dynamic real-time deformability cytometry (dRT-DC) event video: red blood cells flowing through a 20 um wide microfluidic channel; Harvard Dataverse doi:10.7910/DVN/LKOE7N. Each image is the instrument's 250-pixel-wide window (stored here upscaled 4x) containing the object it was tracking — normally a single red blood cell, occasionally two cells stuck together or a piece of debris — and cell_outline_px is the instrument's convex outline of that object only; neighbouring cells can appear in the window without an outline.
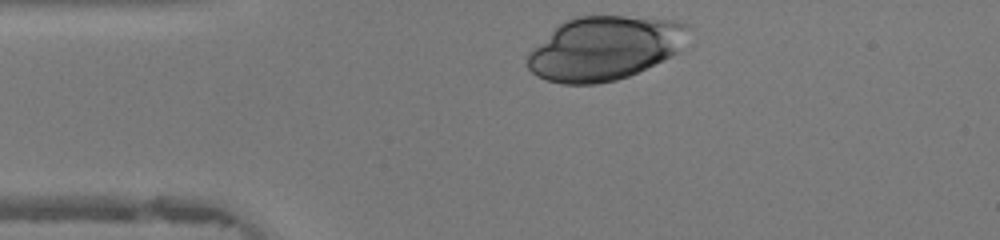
{"species": "human", "species_latin": "Homo sapiens", "temperature_condition": "warm", "stored_images_in_passage": 29, "camera_frame_rate_fps": 3000, "um_per_image_px": 0.085, "donor": {"sex": "female"}, "frame": {"image": 1, "passage_image": 1, "time_ms": 0.0, "image_size_px": [1000, 240], "cell_outline_px": [[692, 28], [676, 52], [672, 56], [628, 76], [616, 80], [596, 84], [560, 84], [544, 80], [536, 76], [528, 68], [528, 52], [532, 48], [564, 20], [576, 16], [624, 16], [676, 20]], "centroid_in_image_um": [51.36, 4.1], "position_along_channel_um": 33.6, "area_um2": 59.82}}
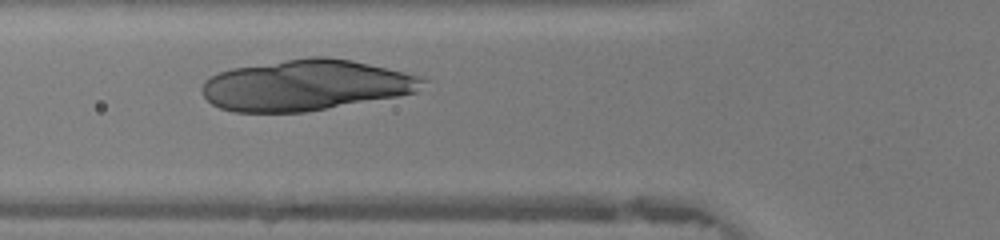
{"frame": {"image": 2, "passage_image": 8, "time_ms": 2.333, "image_size_px": [1000, 240], "cell_outline_px": [[428, 80], [416, 92], [396, 96], [304, 112], [236, 112], [220, 108], [212, 104], [204, 96], [200, 88], [204, 80], [220, 72], [232, 68], [308, 56], [328, 56], [352, 60], [420, 76]], "centroid_in_image_um": [25.96, 7.23], "position_along_channel_um": 99.8, "area_um2": 65.08}}